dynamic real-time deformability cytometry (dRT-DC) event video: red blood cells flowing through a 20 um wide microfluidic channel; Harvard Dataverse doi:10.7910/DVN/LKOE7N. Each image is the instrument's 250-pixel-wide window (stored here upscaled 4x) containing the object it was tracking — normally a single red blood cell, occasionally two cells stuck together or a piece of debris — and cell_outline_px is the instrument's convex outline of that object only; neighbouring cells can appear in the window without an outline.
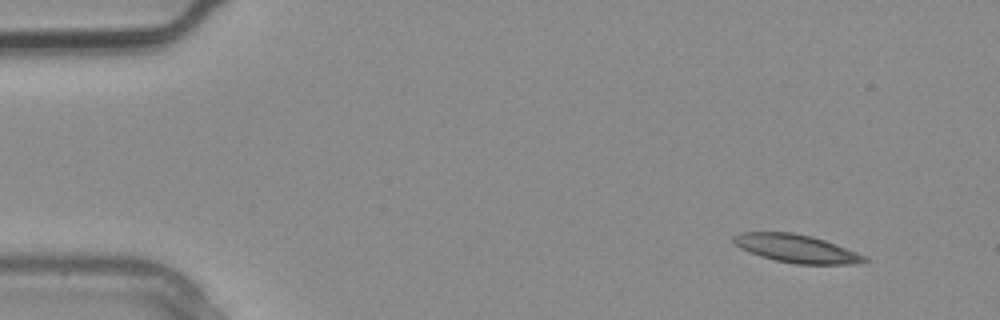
{"species": "common noctule bat (a hibernating species)", "species_latin": "Nyctalus noctula", "temperature_condition": "warm", "stored_images_in_passage": 3, "camera_frame_rate_fps": 3000, "um_per_image_px": 0.085, "animal": {"sex": "male", "body_mass_g": 20.4}, "frame": {"image": 1, "passage_image": 1, "time_ms": 0.0, "image_size_px": [1000, 320], "cell_outline_px": [[868, 260], [856, 264], [796, 264], [776, 260], [760, 256], [748, 252], [740, 248], [732, 240], [732, 236], [740, 232], [792, 232], [812, 236], [836, 244], [856, 252], [864, 256]], "centroid_in_image_um": [67.65, 21.12], "position_along_channel_um": 17.3, "area_um2": 21.33}}
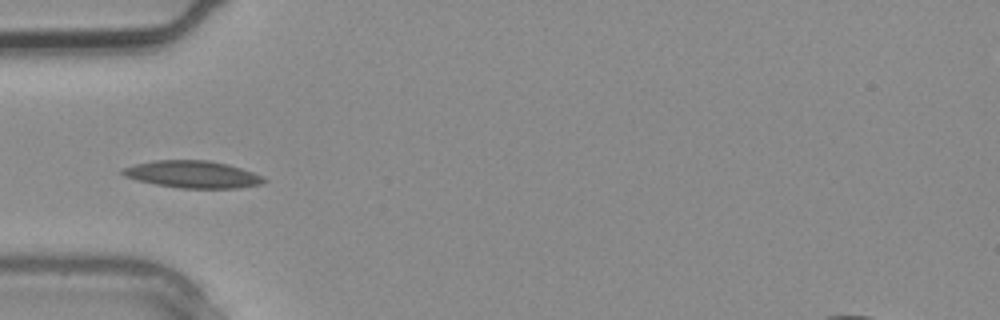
{"frame": {"image": 2, "passage_image": 3, "time_ms": 0.667, "image_size_px": [1000, 320], "cell_outline_px": [[268, 180], [260, 184], [236, 188], [180, 188], [156, 184], [136, 180], [124, 176], [120, 172], [124, 168], [136, 164], [152, 160], [208, 160], [228, 164], [264, 176]], "centroid_in_image_um": [16.38, 14.82], "position_along_channel_um": 68.6, "area_um2": 22.31}}